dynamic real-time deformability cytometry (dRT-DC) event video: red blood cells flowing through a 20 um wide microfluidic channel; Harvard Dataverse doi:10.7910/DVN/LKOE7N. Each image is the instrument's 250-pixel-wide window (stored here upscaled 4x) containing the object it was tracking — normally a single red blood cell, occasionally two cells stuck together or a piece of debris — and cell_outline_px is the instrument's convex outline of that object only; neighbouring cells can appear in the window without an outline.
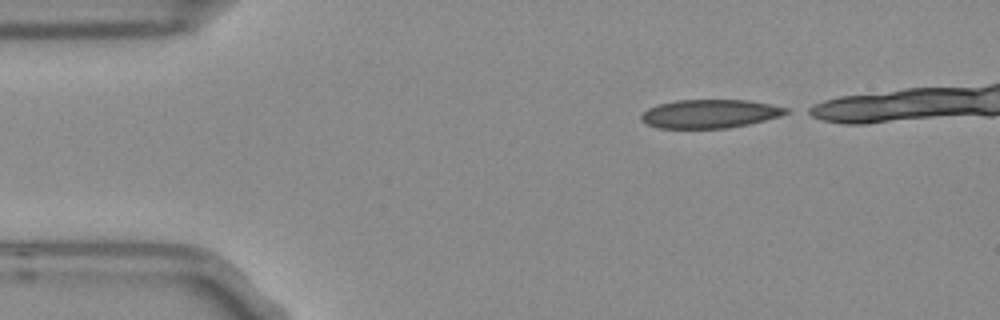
{"species": "Egyptian fruit bat (a non-hibernating species)", "species_latin": "Rousettus aegyptiacus", "temperature_condition": "room temperature", "stored_images_in_passage": 4, "camera_frame_rate_fps": 3000, "um_per_image_px": 0.085, "frame": {"image": 1, "passage_image": 1, "time_ms": 0.0, "image_size_px": [1000, 320], "cell_outline_px": [[788, 112], [780, 116], [748, 124], [728, 128], [660, 128], [648, 124], [640, 120], [640, 116], [648, 108], [660, 104], [676, 100], [748, 100], [788, 108]], "centroid_in_image_um": [60.31, 9.67], "position_along_channel_um": 24.7, "area_um2": 23.87}}